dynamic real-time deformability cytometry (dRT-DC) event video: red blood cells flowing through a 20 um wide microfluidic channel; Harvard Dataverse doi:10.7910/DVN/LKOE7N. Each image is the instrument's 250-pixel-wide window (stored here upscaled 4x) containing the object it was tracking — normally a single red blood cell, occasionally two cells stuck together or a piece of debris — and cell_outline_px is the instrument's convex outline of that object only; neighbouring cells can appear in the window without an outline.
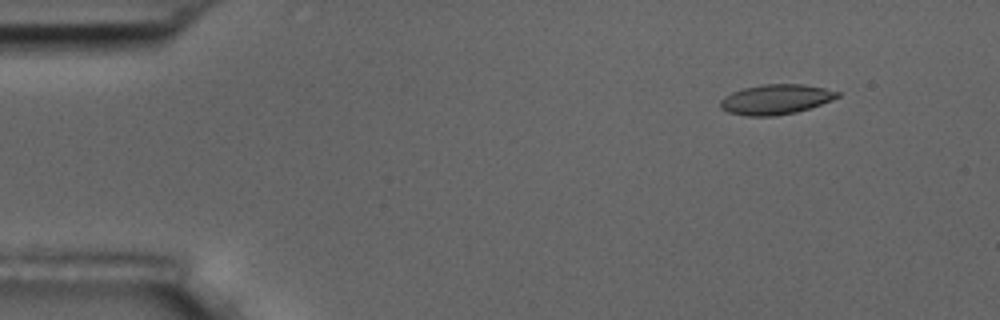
{"species": "common noctule bat (a hibernating species)", "species_latin": "Nyctalus noctula", "temperature_condition": "room temperature", "stored_images_in_passage": 6, "camera_frame_rate_fps": 3000, "um_per_image_px": 0.085, "animal": {"sex": "male", "body_mass_g": 17.5, "forearm_length_mm": 52.3}, "frame": {"image": 1, "passage_image": 2, "time_ms": 1.0, "image_size_px": [1000, 320], "cell_outline_px": [[840, 96], [820, 104], [796, 112], [776, 116], [748, 116], [728, 112], [720, 108], [720, 100], [724, 96], [732, 92], [744, 88], [764, 84], [800, 84], [824, 88], [840, 92]], "centroid_in_image_um": [65.91, 8.45], "position_along_channel_um": 19.1, "area_um2": 20.29}}
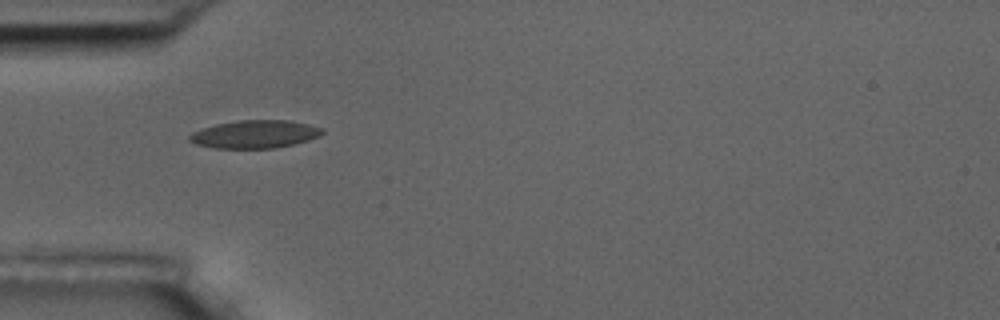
{"frame": {"image": 2, "passage_image": 5, "time_ms": 4.667, "image_size_px": [1000, 320], "cell_outline_px": [[324, 132], [320, 136], [308, 140], [276, 148], [212, 148], [196, 144], [188, 140], [188, 136], [192, 132], [216, 124], [236, 120], [288, 120], [308, 124], [324, 128]], "centroid_in_image_um": [21.66, 11.4], "position_along_channel_um": 63.3, "area_um2": 21.68}}